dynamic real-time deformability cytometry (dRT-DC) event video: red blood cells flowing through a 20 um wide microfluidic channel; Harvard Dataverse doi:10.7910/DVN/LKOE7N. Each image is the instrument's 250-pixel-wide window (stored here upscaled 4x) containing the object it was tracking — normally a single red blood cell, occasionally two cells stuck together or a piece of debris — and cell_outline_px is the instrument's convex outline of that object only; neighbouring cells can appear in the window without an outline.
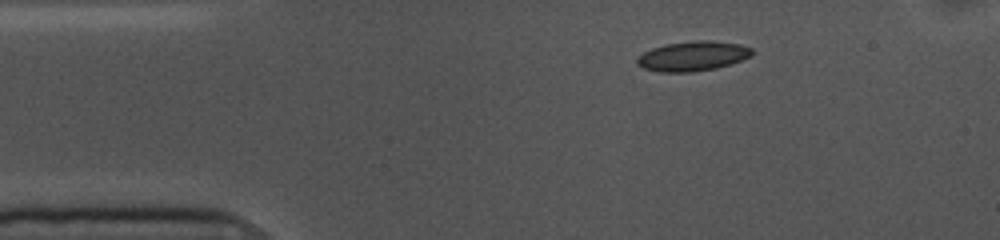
{"species": "common noctule bat (a hibernating species)", "species_latin": "Nyctalus noctula", "temperature_condition": "cold", "stored_images_in_passage": 47, "camera_frame_rate_fps": 3000, "um_per_image_px": 0.085, "animal": {"sex": "female", "body_mass_g": 10.0, "forearm_length_mm": 53.1}, "frame": {"image": 1, "passage_image": 1, "time_ms": 0.0, "image_size_px": [1000, 240], "cell_outline_px": [[752, 56], [732, 64], [716, 68], [692, 72], [660, 72], [644, 68], [636, 64], [636, 56], [652, 48], [664, 44], [696, 40], [708, 40], [740, 44], [752, 48]], "centroid_in_image_um": [58.87, 4.77], "position_along_channel_um": 26.1, "area_um2": 20.11}}
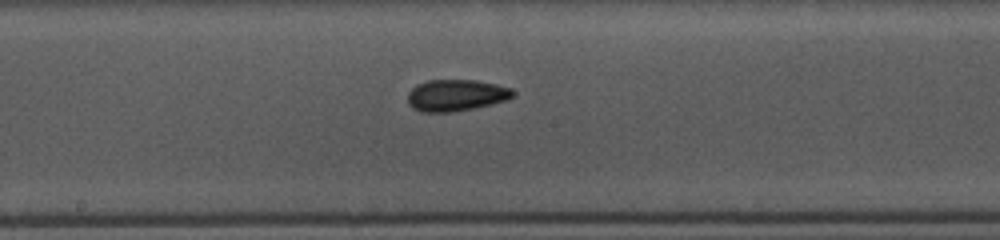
{"frame": {"image": 2, "passage_image": 20, "time_ms": 6.333, "image_size_px": [1000, 240], "cell_outline_px": [[516, 92], [508, 100], [472, 108], [452, 112], [420, 112], [412, 108], [408, 104], [408, 92], [416, 84], [428, 80], [476, 80], [496, 84], [512, 88]], "centroid_in_image_um": [38.75, 8.09], "position_along_channel_um": 209.5, "area_um2": 19.48}}
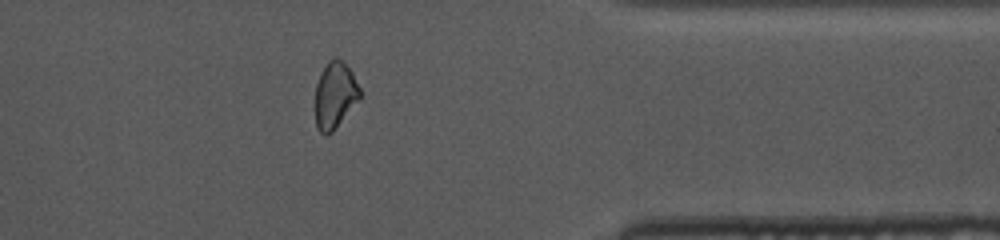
{"frame": {"image": 3, "passage_image": 36, "time_ms": 11.667, "image_size_px": [1000, 240], "cell_outline_px": [[360, 100], [332, 132], [324, 136], [316, 128], [316, 84], [320, 72], [328, 60], [332, 56], [336, 56], [352, 72], [360, 88]], "centroid_in_image_um": [28.47, 8.09], "position_along_channel_um": 382.9, "area_um2": 17.46}, "authors_computed_cell_mechanics": {"area_um2": 18.9006, "velocity_mm_per_s": 3.5977, "shape_relaxation_time_tau1_ms": 3.6305, "shape_relaxation_time_tau2_ms": 2.2878, "deformation_change_tau1": 0.113, "deformation_change_tau2": 0.0783}}